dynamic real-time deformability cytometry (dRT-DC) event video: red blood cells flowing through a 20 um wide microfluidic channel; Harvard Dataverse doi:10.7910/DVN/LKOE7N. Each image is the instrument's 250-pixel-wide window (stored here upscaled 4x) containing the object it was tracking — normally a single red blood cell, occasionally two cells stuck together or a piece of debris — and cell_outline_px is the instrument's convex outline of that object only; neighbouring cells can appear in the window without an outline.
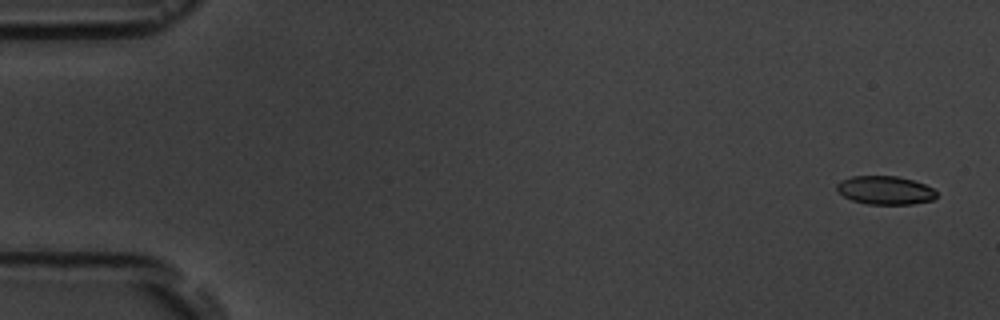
{"species": "common noctule bat (a hibernating species)", "species_latin": "Nyctalus noctula", "temperature_condition": "room temperature", "stored_images_in_passage": 15, "camera_frame_rate_fps": 3000, "um_per_image_px": 0.085, "animal": {"sex": "male", "body_mass_g": 19.5, "forearm_length_mm": 54.6}, "frame": {"image": 1, "passage_image": 1, "time_ms": 0.0, "image_size_px": [1000, 320], "cell_outline_px": [[936, 196], [932, 200], [912, 204], [868, 204], [852, 200], [844, 196], [836, 188], [836, 184], [840, 180], [852, 176], [896, 176], [912, 180], [924, 184], [932, 188], [936, 192]], "centroid_in_image_um": [75.22, 16.17], "position_along_channel_um": 9.8, "area_um2": 16.42}}
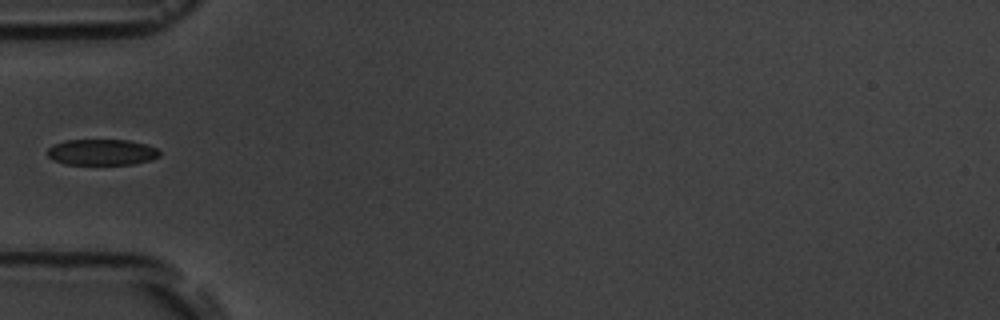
{"frame": {"image": 2, "passage_image": 5, "time_ms": 5.667, "image_size_px": [1000, 320], "cell_outline_px": [[160, 156], [152, 160], [132, 164], [68, 164], [52, 160], [48, 156], [48, 148], [52, 144], [64, 140], [128, 140], [144, 144], [156, 148], [160, 152]], "centroid_in_image_um": [8.64, 12.93], "position_along_channel_um": 76.4, "area_um2": 16.99}}
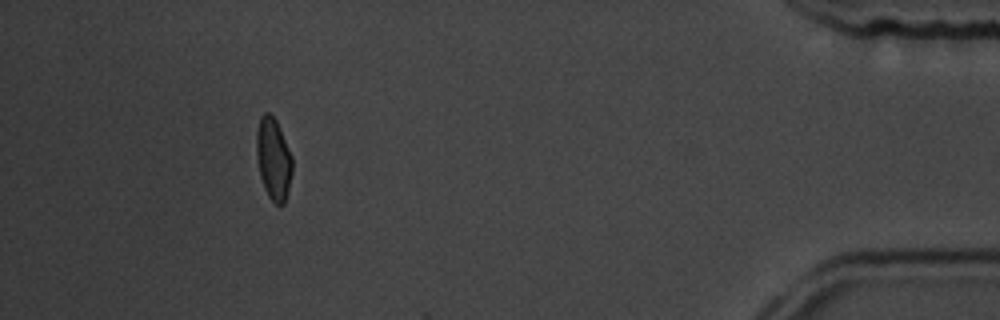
{"frame": {"image": 3, "passage_image": 14, "time_ms": 16.667, "image_size_px": [1000, 320], "cell_outline_px": [[292, 172], [284, 204], [280, 208], [268, 196], [264, 188], [260, 176], [256, 156], [256, 132], [260, 116], [264, 112], [268, 112], [276, 120], [292, 156]], "centroid_in_image_um": [23.22, 13.51], "position_along_channel_um": 412.0, "area_um2": 17.17}, "authors_computed_cell_mechanics": {"area_um2": 17.6868, "velocity_mm_per_s": 3.5886, "shape_relaxation_time_tau1_ms": 3.2957, "shape_relaxation_time_tau2_ms": 1.6809, "deformation_change_tau1": 0.1384, "deformation_change_tau2": 0.0612}}